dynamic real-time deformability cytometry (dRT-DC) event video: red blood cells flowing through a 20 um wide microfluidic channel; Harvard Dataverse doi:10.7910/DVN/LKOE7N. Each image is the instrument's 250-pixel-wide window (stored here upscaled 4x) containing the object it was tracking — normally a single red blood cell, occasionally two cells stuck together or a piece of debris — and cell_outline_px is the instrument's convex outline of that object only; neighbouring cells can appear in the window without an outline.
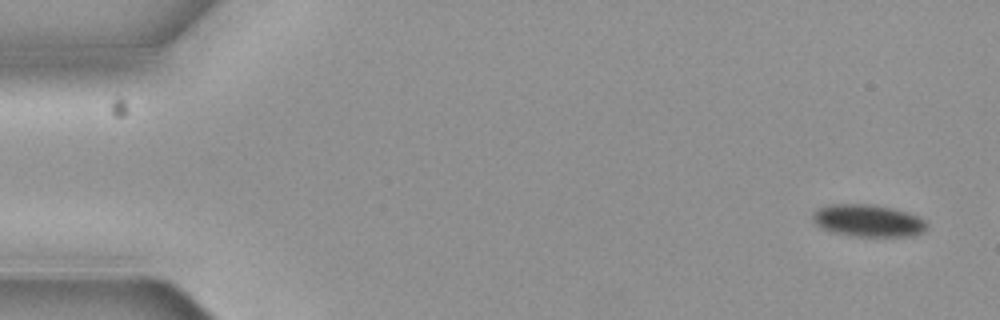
{"species": "common noctule bat (a hibernating species)", "species_latin": "Nyctalus noctula", "temperature_condition": "cold", "stored_images_in_passage": 5, "camera_frame_rate_fps": 3000, "um_per_image_px": 0.085, "animal": {"sex": "female", "body_mass_g": 19.3, "forearm_length_mm": 54.1}, "frame": {"image": 1, "passage_image": 1, "time_ms": 0.0, "image_size_px": [1000, 320], "cell_outline_px": [[928, 228], [924, 232], [912, 236], [856, 236], [836, 232], [824, 228], [816, 224], [812, 220], [812, 212], [816, 208], [828, 204], [876, 204], [896, 208], [920, 216], [928, 224]], "centroid_in_image_um": [73.83, 18.73], "position_along_channel_um": 11.2, "area_um2": 21.73}}